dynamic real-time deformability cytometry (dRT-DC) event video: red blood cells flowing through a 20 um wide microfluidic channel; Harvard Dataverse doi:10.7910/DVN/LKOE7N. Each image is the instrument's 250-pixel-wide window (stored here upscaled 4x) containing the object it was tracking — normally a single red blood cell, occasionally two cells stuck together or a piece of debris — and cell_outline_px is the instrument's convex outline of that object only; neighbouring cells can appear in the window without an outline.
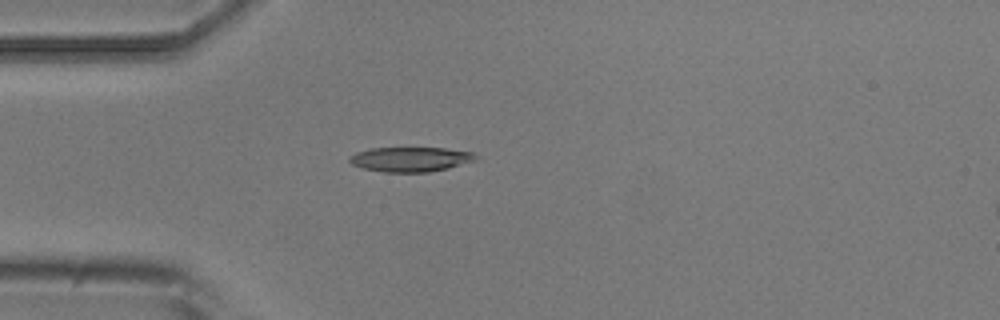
{"species": "common noctule bat (a hibernating species)", "species_latin": "Nyctalus noctula", "temperature_condition": "room temperature", "stored_images_in_passage": 5, "camera_frame_rate_fps": 3000, "um_per_image_px": 0.085, "animal": {"sex": "male", "body_mass_g": 20.5, "forearm_length_mm": 52.5}, "frame": {"image": 1, "passage_image": 4, "time_ms": 4.333, "image_size_px": [1000, 320], "cell_outline_px": [[480, 156], [476, 160], [448, 168], [428, 172], [384, 172], [364, 168], [352, 164], [348, 160], [348, 156], [356, 152], [372, 148], [444, 148], [472, 152]], "centroid_in_image_um": [34.9, 13.53], "position_along_channel_um": 50.1, "area_um2": 18.15}}